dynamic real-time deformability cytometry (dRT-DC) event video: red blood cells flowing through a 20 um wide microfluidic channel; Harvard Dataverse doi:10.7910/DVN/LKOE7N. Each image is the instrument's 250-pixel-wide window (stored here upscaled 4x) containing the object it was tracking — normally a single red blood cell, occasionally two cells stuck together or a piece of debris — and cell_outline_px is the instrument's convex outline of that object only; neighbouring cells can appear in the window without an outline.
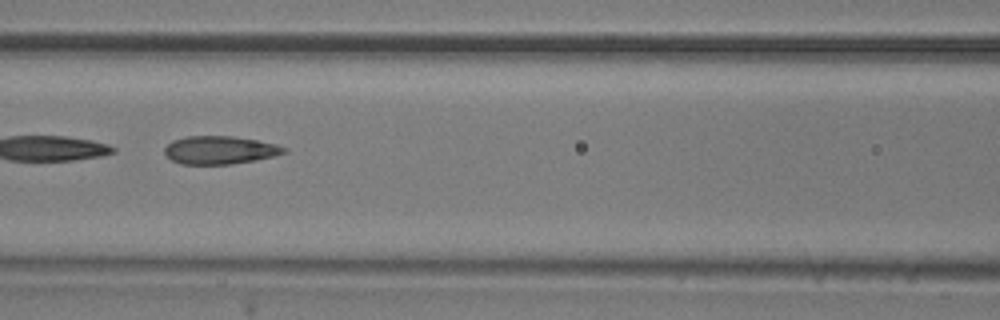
{"species": "common noctule bat (a hibernating species)", "species_latin": "Nyctalus noctula", "temperature_condition": "room temperature", "stored_images_in_passage": 34, "camera_frame_rate_fps": 3000, "um_per_image_px": 0.085, "animal": {"sex": "male", "body_mass_g": 20.5, "forearm_length_mm": 52.5}, "frame": {"image": 1, "passage_image": 23, "time_ms": 7.333, "image_size_px": [1000, 320], "cell_outline_px": [[288, 152], [276, 156], [256, 160], [232, 164], [180, 164], [172, 160], [164, 152], [164, 148], [172, 140], [188, 136], [232, 136], [256, 140], [276, 144], [288, 148]], "centroid_in_image_um": [18.72, 12.76], "position_along_channel_um": 147.9, "area_um2": 19.65}}
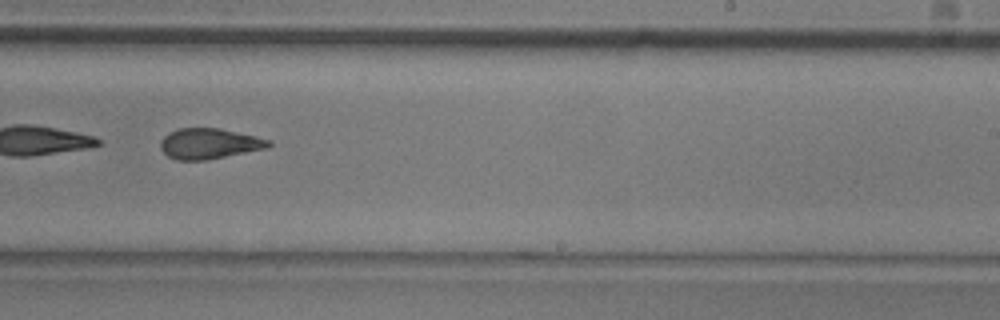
{"frame": {"image": 2, "passage_image": 33, "time_ms": 10.667, "image_size_px": [1000, 320], "cell_outline_px": [[272, 144], [268, 148], [208, 160], [176, 160], [168, 156], [160, 148], [160, 140], [168, 132], [180, 128], [220, 128], [272, 140]], "centroid_in_image_um": [17.79, 12.21], "position_along_channel_um": 271.2, "area_um2": 19.42}}